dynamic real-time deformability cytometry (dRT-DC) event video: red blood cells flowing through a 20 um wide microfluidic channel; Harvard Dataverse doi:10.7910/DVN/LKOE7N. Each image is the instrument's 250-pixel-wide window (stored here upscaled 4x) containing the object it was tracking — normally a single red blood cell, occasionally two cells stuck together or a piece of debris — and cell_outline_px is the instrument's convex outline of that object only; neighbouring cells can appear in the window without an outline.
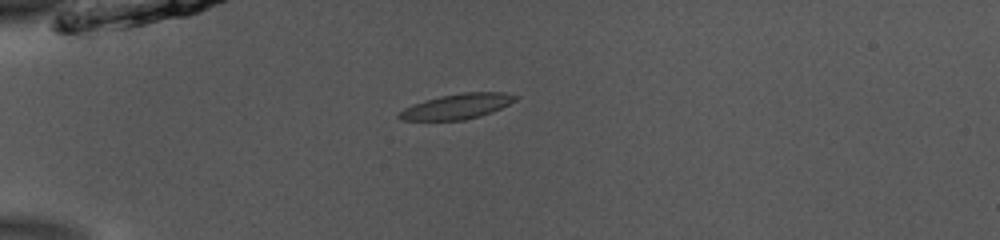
{"species": "common noctule bat (a hibernating species)", "species_latin": "Nyctalus noctula", "temperature_condition": "room temperature", "stored_images_in_passage": 39, "camera_frame_rate_fps": 3000, "um_per_image_px": 0.085, "animal": {"sex": "male", "body_mass_g": 13.0, "forearm_length_mm": 53.1}, "frame": {"image": 1, "passage_image": 1, "time_ms": 0.0, "image_size_px": [1000, 240], "cell_outline_px": [[516, 100], [492, 112], [480, 116], [464, 120], [400, 120], [396, 116], [404, 108], [424, 100], [440, 96], [460, 92], [504, 92], [516, 96]], "centroid_in_image_um": [38.82, 9.04], "position_along_channel_um": 46.2, "area_um2": 16.99}}
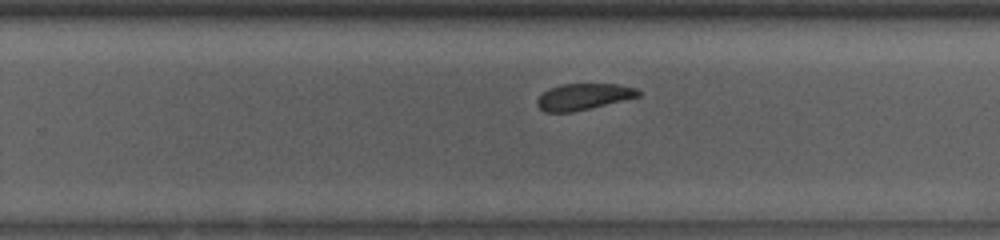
{"frame": {"image": 2, "passage_image": 21, "time_ms": 6.667, "image_size_px": [1000, 240], "cell_outline_px": [[644, 92], [640, 96], [624, 100], [572, 112], [544, 112], [536, 104], [536, 100], [548, 88], [560, 84], [616, 84], [636, 88]], "centroid_in_image_um": [49.6, 8.21], "position_along_channel_um": 280.2, "area_um2": 15.55}}
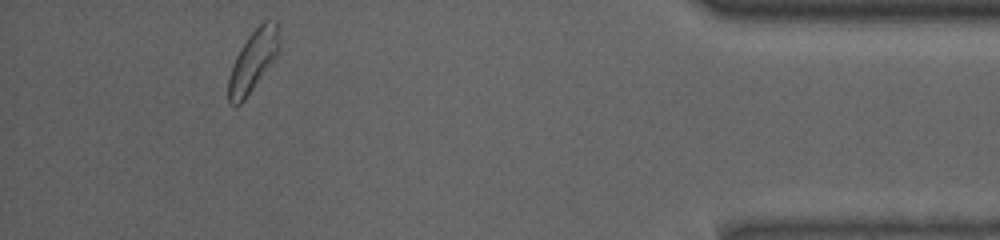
{"frame": {"image": 3, "passage_image": 35, "time_ms": 11.333, "image_size_px": [1000, 240], "cell_outline_px": [[280, 48], [272, 60], [244, 100], [240, 104], [228, 104], [228, 80], [232, 64], [240, 48], [248, 36], [264, 20], [276, 24]], "centroid_in_image_um": [21.45, 5.2], "position_along_channel_um": 413.7, "area_um2": 17.34}, "authors_computed_cell_mechanics": {"area_um2": 17.1088, "velocity_mm_per_s": 3.8565, "shape_relaxation_time_tau1_ms": 3.6102, "shape_relaxation_time_tau2_ms": 5.9077, "deformation_change_tau1": 0.0963, "deformation_change_tau2": 0.1509}}